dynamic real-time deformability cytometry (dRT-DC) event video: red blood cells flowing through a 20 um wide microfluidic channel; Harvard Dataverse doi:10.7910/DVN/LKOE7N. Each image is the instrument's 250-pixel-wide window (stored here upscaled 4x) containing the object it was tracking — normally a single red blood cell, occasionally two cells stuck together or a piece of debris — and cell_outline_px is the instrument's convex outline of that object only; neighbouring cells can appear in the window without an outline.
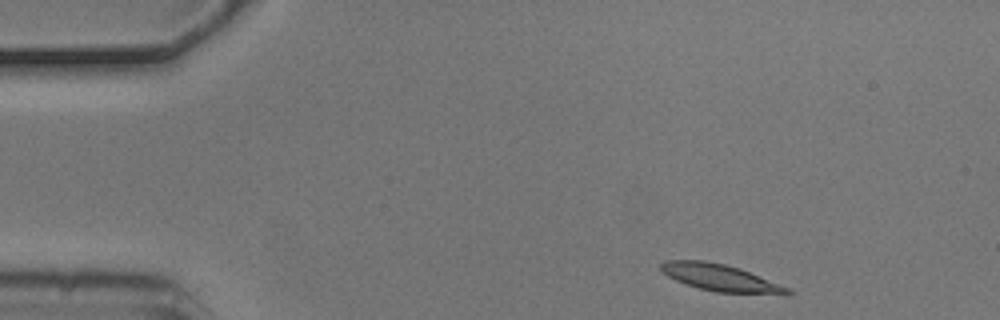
{"species": "common noctule bat (a hibernating species)", "species_latin": "Nyctalus noctula", "temperature_condition": "cold", "stored_images_in_passage": 3, "camera_frame_rate_fps": 3000, "um_per_image_px": 0.085, "animal": {"sex": "male", "body_mass_g": 20.5, "forearm_length_mm": 52.5}, "frame": {"image": 1, "passage_image": 1, "time_ms": 0.0, "image_size_px": [1000, 320], "cell_outline_px": [[792, 296], [784, 296], [716, 292], [700, 288], [676, 280], [668, 276], [660, 268], [660, 264], [668, 260], [704, 260], [724, 264], [740, 268], [788, 288], [792, 292]], "centroid_in_image_um": [61.33, 23.64], "position_along_channel_um": 23.7, "area_um2": 19.94}}